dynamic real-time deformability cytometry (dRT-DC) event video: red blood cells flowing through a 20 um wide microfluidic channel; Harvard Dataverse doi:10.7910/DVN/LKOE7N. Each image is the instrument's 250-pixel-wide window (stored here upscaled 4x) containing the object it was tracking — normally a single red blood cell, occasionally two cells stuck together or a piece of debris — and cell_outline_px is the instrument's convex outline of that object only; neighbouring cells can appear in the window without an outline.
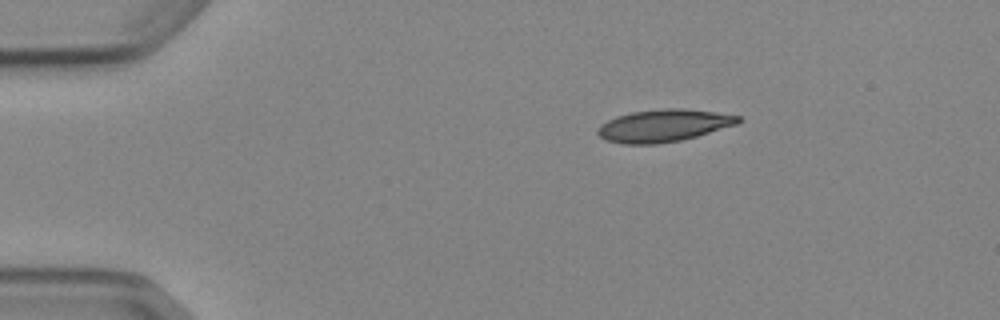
{"species": "Egyptian fruit bat (a non-hibernating species)", "species_latin": "Rousettus aegyptiacus", "temperature_condition": "cold", "stored_images_in_passage": 2, "camera_frame_rate_fps": 3000, "um_per_image_px": 0.085, "animal": {"sex": "female"}, "frame": {"image": 1, "passage_image": 2, "time_ms": 1.333, "image_size_px": [1000, 320], "cell_outline_px": [[744, 120], [736, 124], [696, 136], [680, 140], [656, 144], [624, 144], [604, 140], [596, 132], [596, 128], [600, 124], [616, 116], [632, 112], [664, 108], [680, 108], [712, 112], [740, 116]], "centroid_in_image_um": [56.35, 10.68], "position_along_channel_um": 28.7, "area_um2": 26.36}}